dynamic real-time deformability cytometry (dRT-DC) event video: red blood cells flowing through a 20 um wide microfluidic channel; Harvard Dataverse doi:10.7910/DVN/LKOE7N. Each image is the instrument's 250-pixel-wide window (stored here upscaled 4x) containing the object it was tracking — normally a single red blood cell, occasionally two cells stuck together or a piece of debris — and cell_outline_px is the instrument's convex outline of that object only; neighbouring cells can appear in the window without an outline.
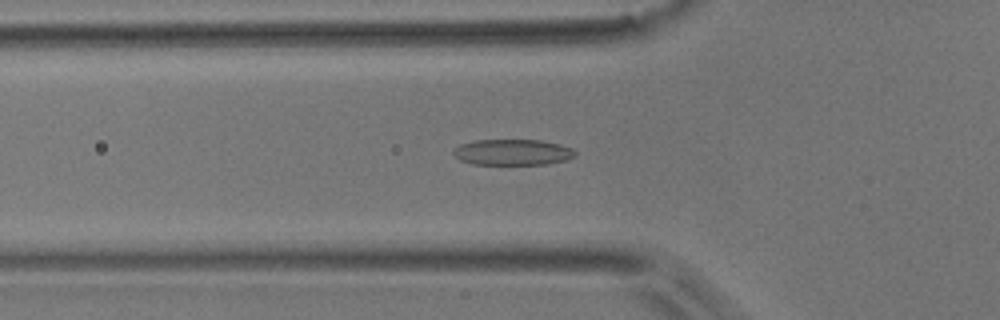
{"species": "common noctule bat (a hibernating species)", "species_latin": "Nyctalus noctula", "temperature_condition": "room temperature", "stored_images_in_passage": 48, "camera_frame_rate_fps": 3000, "um_per_image_px": 0.085, "animal": {"sex": "male", "body_mass_g": 17.9}, "frame": {"image": 1, "passage_image": 17, "time_ms": 5.333, "image_size_px": [1000, 320], "cell_outline_px": [[576, 156], [568, 160], [548, 164], [472, 164], [460, 160], [452, 152], [460, 144], [472, 140], [540, 140], [560, 144], [572, 148], [576, 152]], "centroid_in_image_um": [43.6, 12.94], "position_along_channel_um": 82.2, "area_um2": 18.5}}
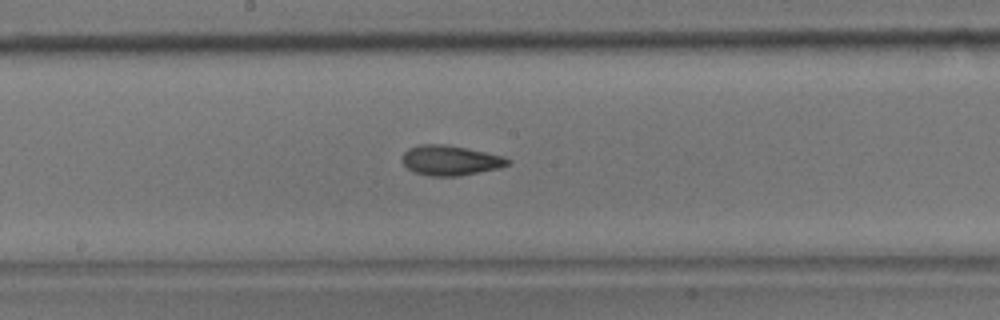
{"frame": {"image": 2, "passage_image": 27, "time_ms": 8.667, "image_size_px": [1000, 320], "cell_outline_px": [[512, 160], [508, 164], [500, 168], [460, 176], [428, 176], [412, 172], [404, 164], [404, 152], [408, 148], [420, 144], [444, 144], [504, 156]], "centroid_in_image_um": [38.29, 13.64], "position_along_channel_um": 209.9, "area_um2": 18.38}}
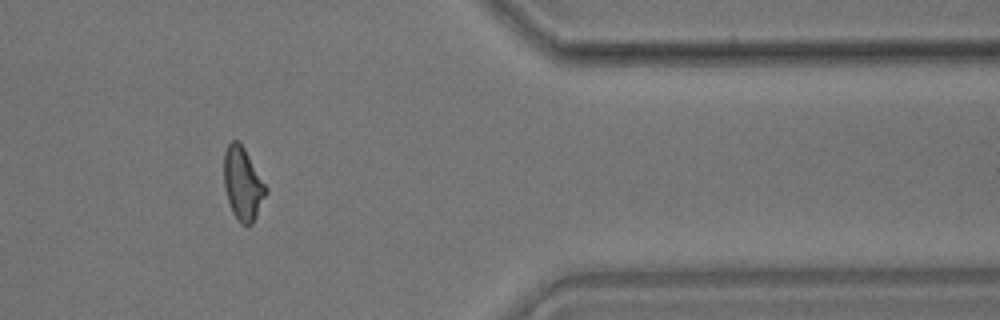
{"frame": {"image": 3, "passage_image": 43, "time_ms": 14.0, "image_size_px": [1000, 320], "cell_outline_px": [[268, 192], [252, 224], [240, 224], [232, 212], [224, 188], [224, 152], [228, 144], [232, 140], [240, 140], [268, 188]], "centroid_in_image_um": [20.64, 15.59], "position_along_channel_um": 390.8, "area_um2": 17.98}, "authors_computed_cell_mechanics": {"area_um2": 18.1781, "velocity_mm_per_s": 3.8082, "shape_relaxation_time_tau1_ms": 10.8565, "shape_relaxation_time_tau2_ms": 2.9082, "deformation_change_tau1": 0.2237, "deformation_change_tau2": 0.1117}}